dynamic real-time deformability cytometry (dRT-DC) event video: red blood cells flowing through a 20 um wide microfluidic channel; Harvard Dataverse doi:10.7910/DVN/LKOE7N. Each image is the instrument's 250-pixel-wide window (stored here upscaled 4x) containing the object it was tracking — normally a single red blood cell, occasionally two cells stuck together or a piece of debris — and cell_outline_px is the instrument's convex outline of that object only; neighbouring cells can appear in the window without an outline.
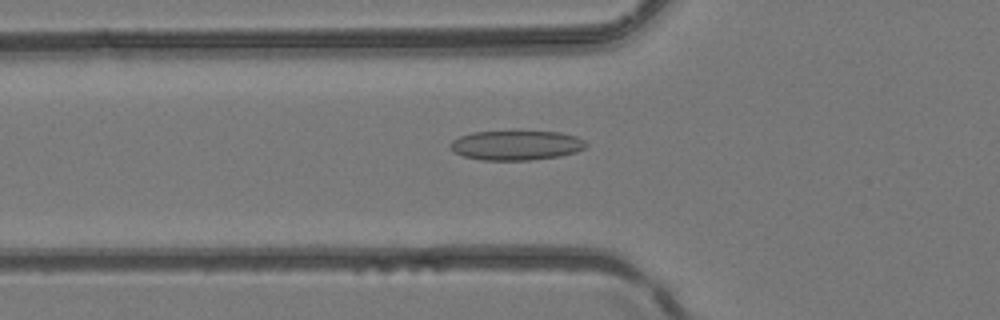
{"species": "common noctule bat (a hibernating species)", "species_latin": "Nyctalus noctula", "temperature_condition": "room temperature", "stored_images_in_passage": 40, "camera_frame_rate_fps": 3000, "um_per_image_px": 0.085, "animal": {"sex": "female", "body_mass_g": 24.6, "forearm_length_mm": 56.2}, "frame": {"image": 1, "passage_image": 14, "time_ms": 4.333, "image_size_px": [1000, 320], "cell_outline_px": [[588, 144], [584, 148], [576, 152], [560, 156], [532, 160], [480, 160], [464, 156], [452, 152], [448, 148], [448, 144], [452, 140], [460, 136], [472, 132], [560, 132], [576, 136], [584, 140]], "centroid_in_image_um": [43.84, 12.36], "position_along_channel_um": 82.0, "area_um2": 23.52}}
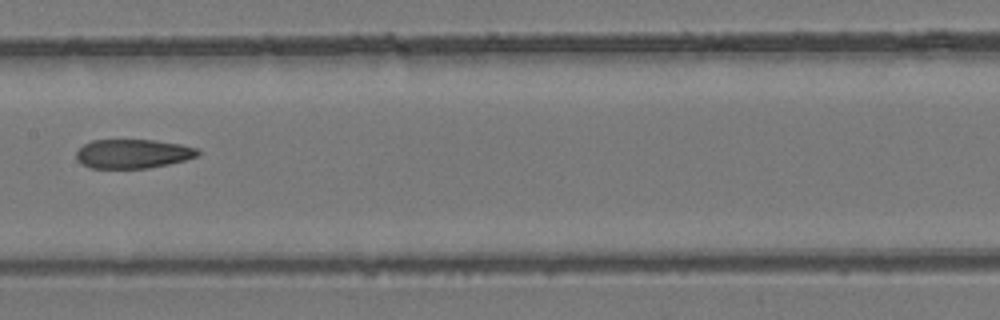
{"frame": {"image": 2, "passage_image": 21, "time_ms": 6.667, "image_size_px": [1000, 320], "cell_outline_px": [[200, 152], [196, 156], [184, 160], [168, 164], [148, 168], [92, 168], [80, 164], [76, 160], [76, 152], [84, 144], [92, 140], [156, 140], [180, 144], [196, 148]], "centroid_in_image_um": [11.25, 13.07], "position_along_channel_um": 196.1, "area_um2": 20.58}}
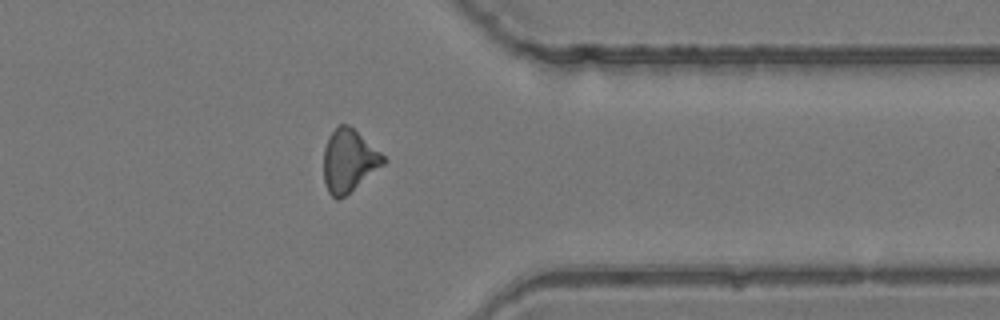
{"frame": {"image": 3, "passage_image": 33, "time_ms": 10.667, "image_size_px": [1000, 320], "cell_outline_px": [[388, 160], [384, 164], [340, 200], [336, 200], [328, 192], [324, 184], [324, 148], [328, 136], [340, 124], [348, 124], [380, 152]], "centroid_in_image_um": [29.63, 13.68], "position_along_channel_um": 381.8, "area_um2": 21.62}}